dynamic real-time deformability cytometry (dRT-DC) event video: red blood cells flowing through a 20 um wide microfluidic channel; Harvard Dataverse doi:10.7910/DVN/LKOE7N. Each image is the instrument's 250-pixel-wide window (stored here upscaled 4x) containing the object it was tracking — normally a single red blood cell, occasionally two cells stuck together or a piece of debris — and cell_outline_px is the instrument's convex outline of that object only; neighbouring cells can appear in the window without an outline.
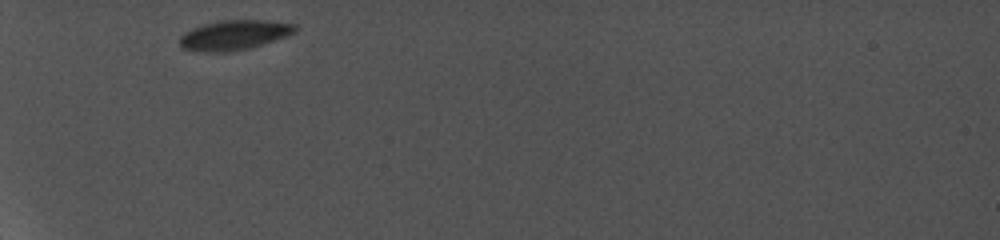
{"species": "common noctule bat (a hibernating species)", "species_latin": "Nyctalus noctula", "temperature_condition": "cold", "stored_images_in_passage": 6, "camera_frame_rate_fps": 5000, "um_per_image_px": 0.085, "animal": {"sex": "female", "body_mass_g": 19.0, "forearm_length_mm": 56.7}, "frame": {"image": 1, "passage_image": 1, "time_ms": 0.0, "image_size_px": [1000, 240], "cell_outline_px": [[300, 28], [296, 32], [248, 48], [228, 52], [204, 52], [184, 48], [180, 44], [180, 36], [184, 32], [192, 28], [204, 24], [220, 20], [268, 20], [296, 24]], "centroid_in_image_um": [19.91, 2.96], "position_along_channel_um": 65.1, "area_um2": 19.88}}
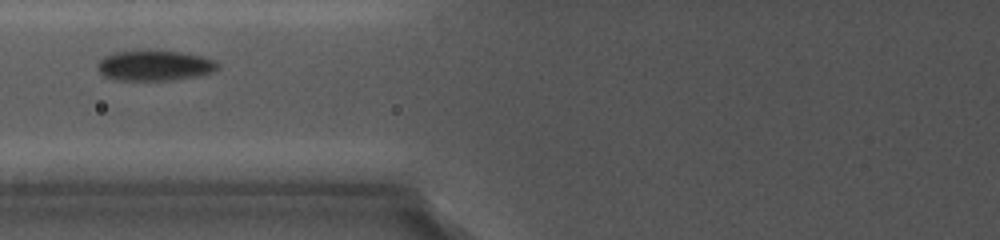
{"frame": {"image": 2, "passage_image": 3, "time_ms": 1.8, "image_size_px": [1000, 240], "cell_outline_px": [[220, 68], [216, 72], [196, 76], [172, 80], [116, 80], [104, 76], [96, 68], [96, 64], [104, 56], [112, 52], [180, 52], [200, 56], [212, 60], [220, 64]], "centroid_in_image_um": [13.14, 5.6], "position_along_channel_um": 112.7, "area_um2": 20.98}}